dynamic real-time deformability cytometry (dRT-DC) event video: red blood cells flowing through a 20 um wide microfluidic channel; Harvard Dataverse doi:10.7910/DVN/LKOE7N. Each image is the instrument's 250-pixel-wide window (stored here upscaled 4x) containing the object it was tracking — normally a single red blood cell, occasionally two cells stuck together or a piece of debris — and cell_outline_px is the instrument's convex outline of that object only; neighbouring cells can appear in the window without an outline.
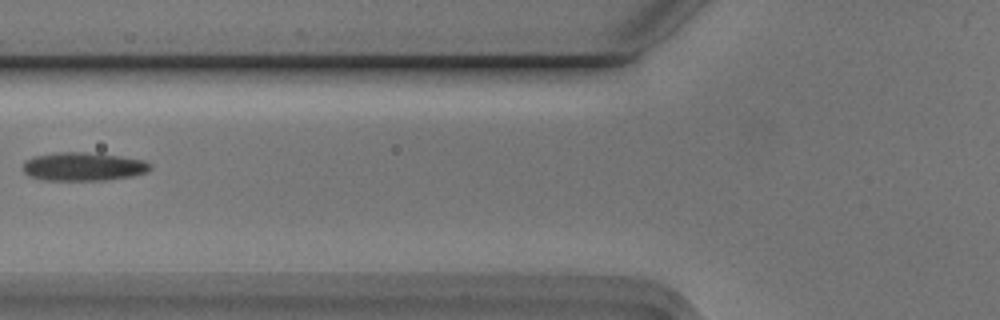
{"species": "Egyptian fruit bat (a non-hibernating species)", "species_latin": "Rousettus aegyptiacus", "temperature_condition": "cold", "stored_images_in_passage": 4, "camera_frame_rate_fps": 3000, "um_per_image_px": 0.085, "animal": {"sex": "male"}, "frame": {"image": 1, "passage_image": 3, "time_ms": 0.667, "image_size_px": [1000, 320], "cell_outline_px": [[152, 168], [148, 172], [132, 176], [104, 180], [44, 180], [28, 176], [24, 172], [24, 164], [28, 160], [36, 156], [56, 152], [84, 152], [120, 156], [144, 160], [152, 164]], "centroid_in_image_um": [7.13, 14.16], "position_along_channel_um": 118.7, "area_um2": 21.04}}
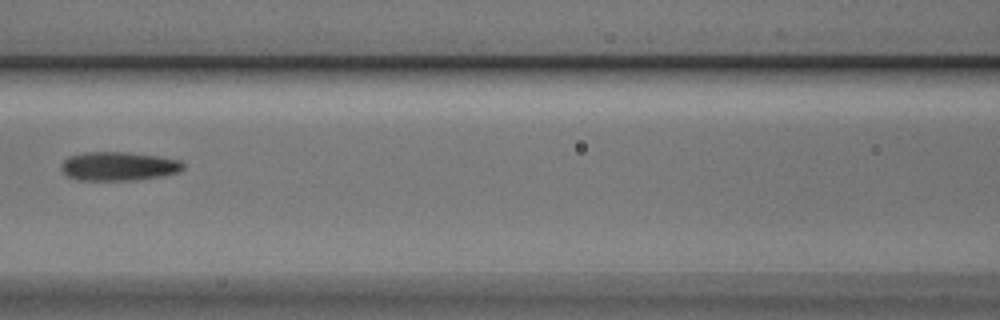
{"frame": {"image": 2, "passage_image": 4, "time_ms": 1.0, "image_size_px": [1000, 320], "cell_outline_px": [[184, 168], [180, 172], [164, 176], [136, 180], [80, 180], [68, 176], [60, 168], [60, 164], [68, 156], [84, 152], [128, 152], [156, 156], [180, 160], [184, 164]], "centroid_in_image_um": [10.09, 14.13], "position_along_channel_um": 156.5, "area_um2": 20.63}}